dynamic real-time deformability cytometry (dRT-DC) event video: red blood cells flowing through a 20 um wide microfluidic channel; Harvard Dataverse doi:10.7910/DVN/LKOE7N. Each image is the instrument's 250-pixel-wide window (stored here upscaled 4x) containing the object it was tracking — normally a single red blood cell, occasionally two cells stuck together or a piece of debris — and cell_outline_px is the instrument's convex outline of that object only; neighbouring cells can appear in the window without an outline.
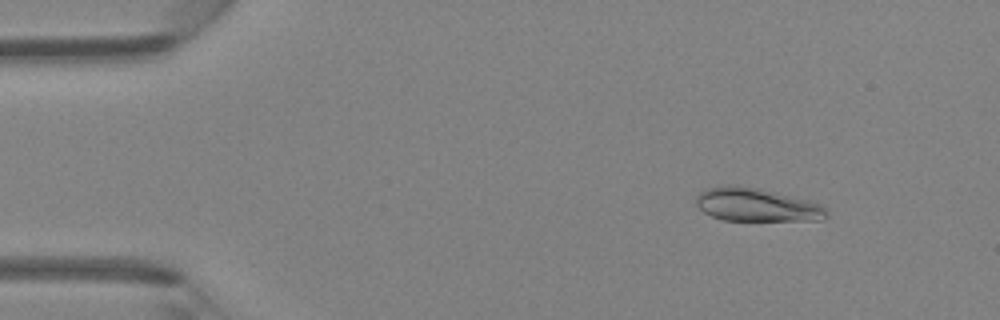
{"species": "Egyptian fruit bat (a non-hibernating species)", "species_latin": "Rousettus aegyptiacus", "temperature_condition": "room temperature", "stored_images_in_passage": 46, "camera_frame_rate_fps": 3000, "um_per_image_px": 0.085, "animal": {"sex": "female"}, "frame": {"image": 1, "passage_image": 6, "time_ms": 1.667, "image_size_px": [1000, 320], "cell_outline_px": [[828, 216], [824, 220], [724, 220], [712, 216], [704, 212], [696, 204], [696, 196], [700, 192], [708, 188], [724, 184], [736, 184], [760, 188], [808, 200], [820, 204], [828, 208]], "centroid_in_image_um": [64.33, 17.39], "position_along_channel_um": 20.7, "area_um2": 25.55}}
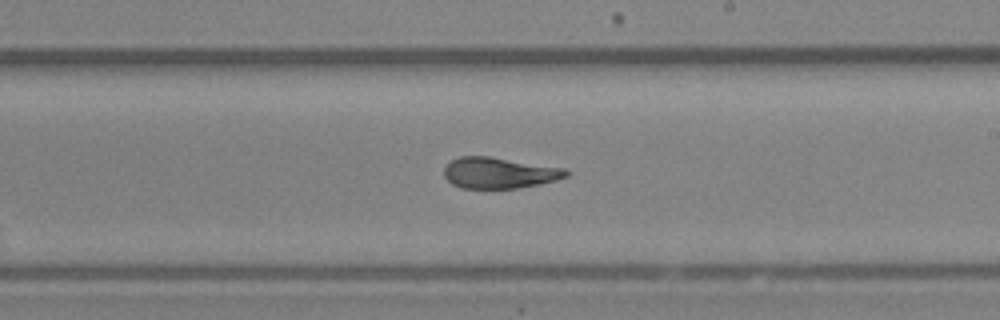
{"frame": {"image": 2, "passage_image": 27, "time_ms": 8.667, "image_size_px": [1000, 320], "cell_outline_px": [[572, 172], [568, 176], [556, 180], [516, 188], [460, 188], [452, 184], [444, 176], [444, 168], [452, 160], [460, 156], [488, 156], [564, 168]], "centroid_in_image_um": [42.43, 14.69], "position_along_channel_um": 246.6, "area_um2": 21.91}}
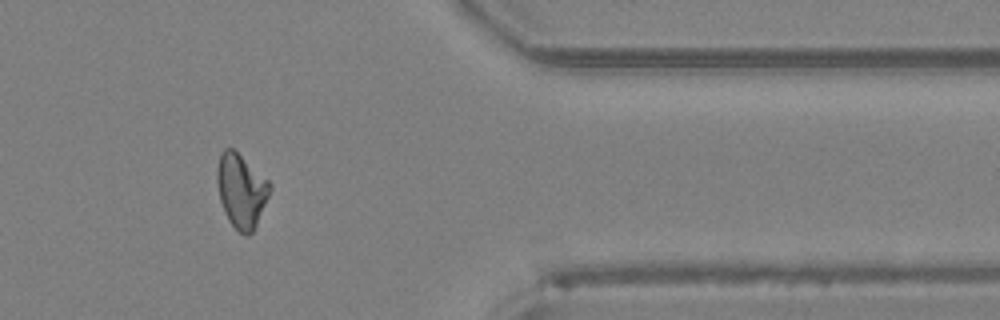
{"frame": {"image": 3, "passage_image": 38, "time_ms": 12.333, "image_size_px": [1000, 320], "cell_outline_px": [[272, 188], [256, 224], [252, 232], [248, 236], [244, 236], [228, 220], [220, 200], [216, 180], [216, 172], [220, 152], [224, 148], [232, 148], [268, 180], [272, 184]], "centroid_in_image_um": [20.49, 16.2], "position_along_channel_um": 390.9, "area_um2": 22.48}}